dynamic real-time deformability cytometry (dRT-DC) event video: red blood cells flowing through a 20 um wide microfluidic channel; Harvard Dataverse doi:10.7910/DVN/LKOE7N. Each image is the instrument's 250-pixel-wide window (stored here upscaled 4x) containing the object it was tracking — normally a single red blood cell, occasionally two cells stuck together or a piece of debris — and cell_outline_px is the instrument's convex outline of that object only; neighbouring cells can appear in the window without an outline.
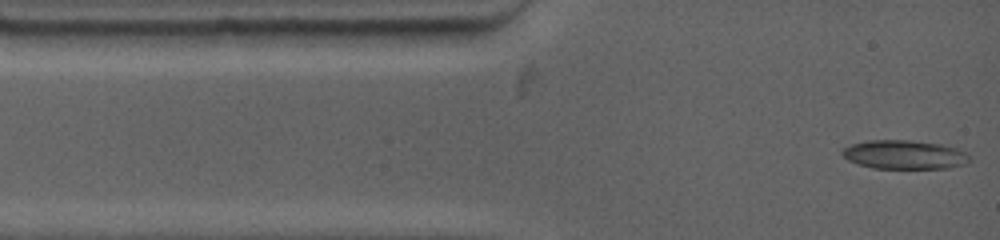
{"species": "common noctule bat (a hibernating species)", "species_latin": "Nyctalus noctula", "temperature_condition": "warm", "stored_images_in_passage": 3, "camera_frame_rate_fps": 4500, "um_per_image_px": 0.085, "animal": {"sex": "female", "body_mass_g": 19.0, "forearm_length_mm": 53.3}, "frame": {"image": 1, "passage_image": 1, "time_ms": 0.0, "image_size_px": [1000, 240], "cell_outline_px": [[968, 164], [948, 168], [872, 168], [848, 160], [840, 152], [844, 148], [852, 144], [868, 140], [912, 140], [940, 144], [956, 148], [964, 152], [968, 156]], "centroid_in_image_um": [76.87, 13.14], "position_along_channel_um": 8.1, "area_um2": 21.27}}
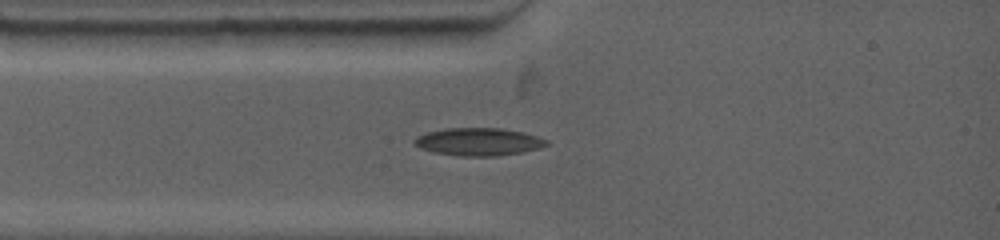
{"frame": {"image": 2, "passage_image": 3, "time_ms": 2.0, "image_size_px": [1000, 240], "cell_outline_px": [[548, 144], [524, 152], [496, 156], [460, 156], [432, 152], [420, 148], [412, 140], [416, 136], [428, 132], [444, 128], [500, 128], [524, 132], [548, 140]], "centroid_in_image_um": [40.65, 12.05], "position_along_channel_um": 44.4, "area_um2": 21.33}}